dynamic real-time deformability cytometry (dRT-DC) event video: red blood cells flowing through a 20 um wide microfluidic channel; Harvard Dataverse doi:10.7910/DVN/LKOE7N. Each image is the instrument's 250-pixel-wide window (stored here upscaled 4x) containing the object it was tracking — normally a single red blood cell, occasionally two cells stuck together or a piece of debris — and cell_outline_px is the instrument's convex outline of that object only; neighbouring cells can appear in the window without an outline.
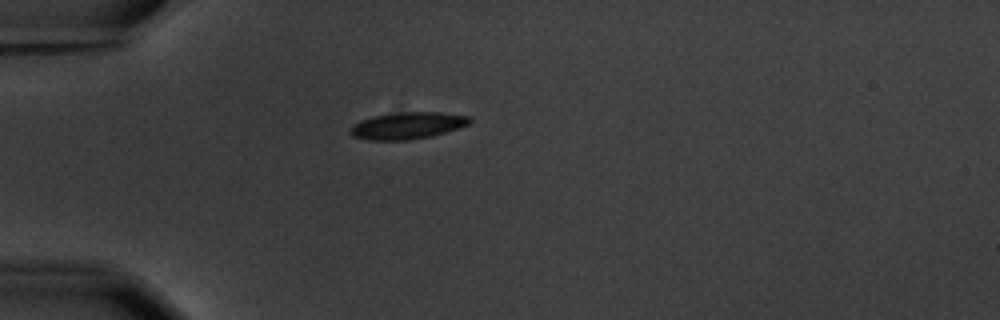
{"species": "common noctule bat (a hibernating species)", "species_latin": "Nyctalus noctula", "temperature_condition": "warm", "stored_images_in_passage": 6, "camera_frame_rate_fps": 3000, "um_per_image_px": 0.085, "animal": {"sex": "male", "body_mass_g": 20.1, "forearm_length_mm": 53.5}, "frame": {"image": 1, "passage_image": 1, "time_ms": 0.0, "image_size_px": [1000, 320], "cell_outline_px": [[472, 120], [468, 124], [432, 136], [408, 140], [368, 140], [352, 136], [348, 132], [352, 124], [360, 120], [372, 116], [404, 112], [440, 112], [468, 116]], "centroid_in_image_um": [34.57, 10.68], "position_along_channel_um": 50.4, "area_um2": 18.61}}
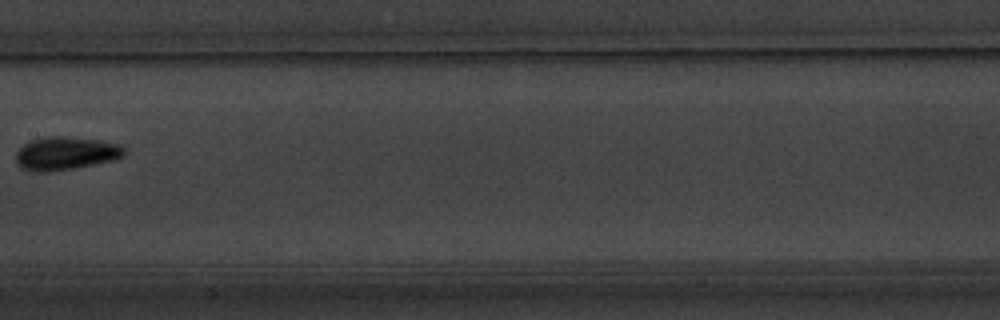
{"frame": {"image": 2, "passage_image": 5, "time_ms": 4.667, "image_size_px": [1000, 320], "cell_outline_px": [[124, 156], [116, 160], [72, 168], [48, 172], [32, 172], [20, 168], [16, 164], [16, 152], [24, 144], [32, 140], [48, 136], [64, 136], [100, 140], [120, 144], [124, 148]], "centroid_in_image_um": [5.57, 13.04], "position_along_channel_um": 201.8, "area_um2": 21.1}}
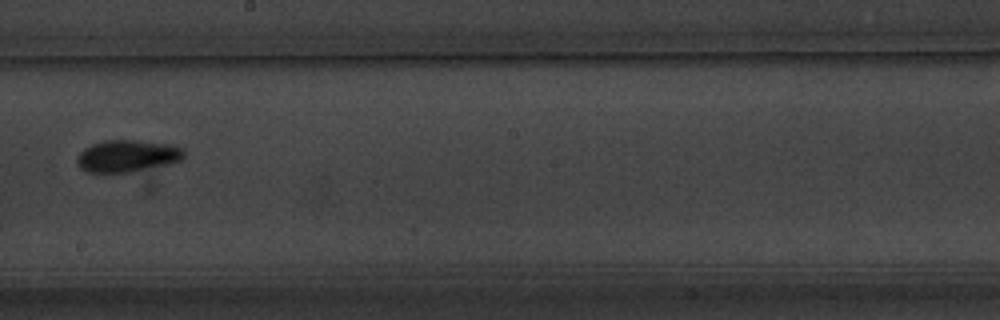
{"frame": {"image": 3, "passage_image": 6, "time_ms": 5.667, "image_size_px": [1000, 320], "cell_outline_px": [[184, 156], [180, 160], [168, 164], [128, 172], [88, 172], [80, 168], [76, 160], [76, 156], [84, 148], [92, 144], [104, 140], [132, 140], [172, 144], [184, 148]], "centroid_in_image_um": [10.81, 13.24], "position_along_channel_um": 237.4, "area_um2": 19.88}}